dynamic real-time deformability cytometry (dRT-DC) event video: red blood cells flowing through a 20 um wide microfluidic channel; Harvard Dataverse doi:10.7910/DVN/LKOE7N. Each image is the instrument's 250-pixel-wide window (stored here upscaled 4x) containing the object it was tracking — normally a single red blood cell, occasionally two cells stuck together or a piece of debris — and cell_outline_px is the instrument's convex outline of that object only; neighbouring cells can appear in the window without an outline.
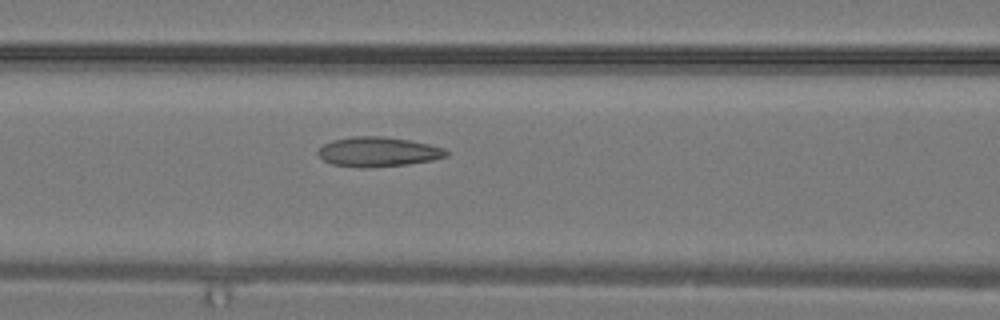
{"species": "common noctule bat (a hibernating species)", "species_latin": "Nyctalus noctula", "temperature_condition": "warm", "stored_images_in_passage": 32, "camera_frame_rate_fps": 3000, "um_per_image_px": 0.085, "animal": {"sex": "male", "body_mass_g": 19.2, "forearm_length_mm": 51.8}, "frame": {"image": 1, "passage_image": 14, "time_ms": 4.333, "image_size_px": [1000, 320], "cell_outline_px": [[452, 152], [448, 156], [432, 160], [408, 164], [368, 168], [360, 168], [332, 164], [324, 160], [316, 152], [324, 144], [332, 140], [352, 136], [384, 136], [408, 140], [428, 144], [444, 148]], "centroid_in_image_um": [32.16, 12.91], "position_along_channel_um": 134.4, "area_um2": 22.31}}
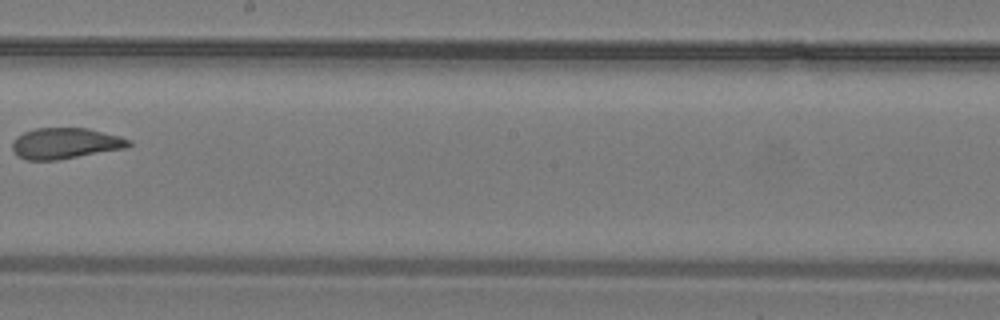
{"frame": {"image": 2, "passage_image": 19, "time_ms": 6.0, "image_size_px": [1000, 320], "cell_outline_px": [[132, 144], [128, 148], [60, 160], [24, 160], [16, 156], [12, 152], [12, 140], [16, 136], [24, 132], [36, 128], [88, 128], [120, 136], [132, 140]], "centroid_in_image_um": [5.55, 12.2], "position_along_channel_um": 242.7, "area_um2": 21.5}}
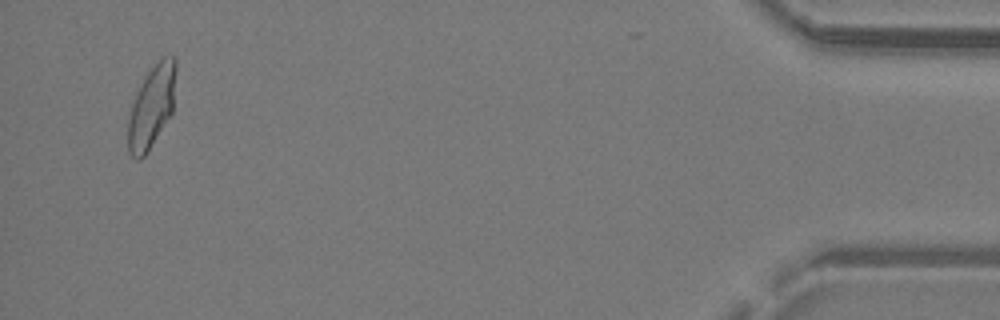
{"frame": {"image": 3, "passage_image": 31, "time_ms": 10.0, "image_size_px": [1000, 320], "cell_outline_px": [[176, 72], [172, 112], [144, 156], [140, 160], [136, 160], [128, 152], [128, 116], [136, 92], [148, 72], [164, 56], [176, 56]], "centroid_in_image_um": [12.88, 9.06], "position_along_channel_um": 422.3, "area_um2": 22.6}}